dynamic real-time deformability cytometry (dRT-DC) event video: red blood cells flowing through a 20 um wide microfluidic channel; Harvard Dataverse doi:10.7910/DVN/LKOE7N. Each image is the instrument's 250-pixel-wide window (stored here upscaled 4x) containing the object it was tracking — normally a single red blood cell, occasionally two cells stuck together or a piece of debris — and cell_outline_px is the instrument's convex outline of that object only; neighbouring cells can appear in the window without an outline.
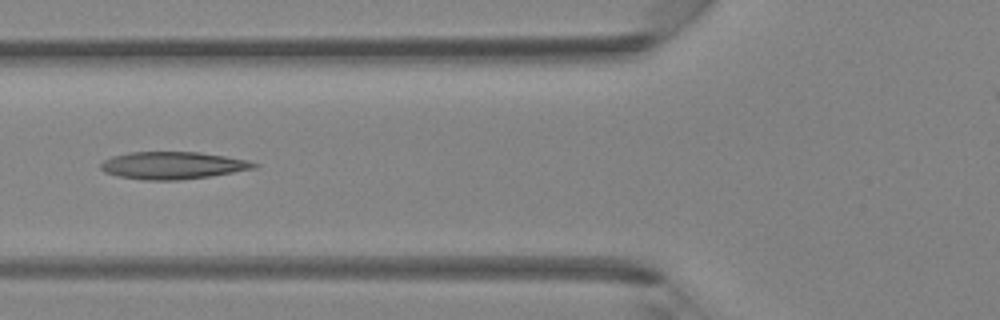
{"species": "Egyptian fruit bat (a non-hibernating species)", "species_latin": "Rousettus aegyptiacus", "temperature_condition": "room temperature", "stored_images_in_passage": 5, "camera_frame_rate_fps": 3000, "um_per_image_px": 0.085, "animal": {"sex": "female"}, "frame": {"image": 1, "passage_image": 4, "time_ms": 3.333, "image_size_px": [1000, 320], "cell_outline_px": [[260, 164], [256, 168], [208, 176], [176, 180], [144, 180], [116, 176], [104, 172], [100, 168], [100, 164], [104, 160], [112, 156], [132, 152], [200, 152], [248, 160]], "centroid_in_image_um": [14.65, 14.06], "position_along_channel_um": 111.1, "area_um2": 24.33}}
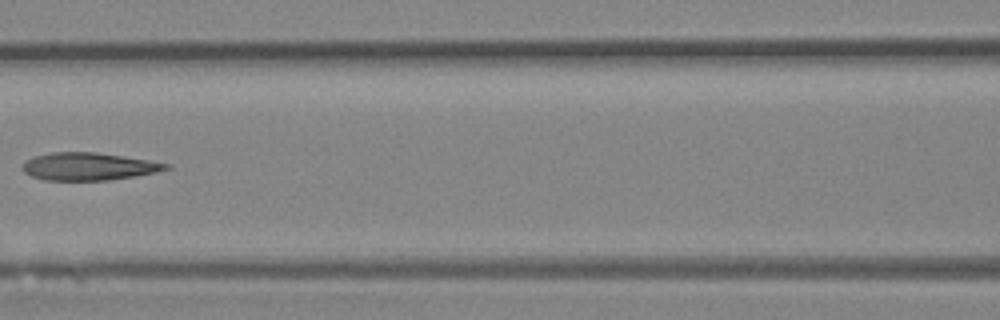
{"frame": {"image": 2, "passage_image": 5, "time_ms": 4.333, "image_size_px": [1000, 320], "cell_outline_px": [[172, 168], [156, 172], [136, 176], [108, 180], [44, 180], [32, 176], [24, 172], [24, 160], [36, 156], [52, 152], [96, 152], [124, 156], [172, 164]], "centroid_in_image_um": [7.58, 14.15], "position_along_channel_um": 159.0, "area_um2": 23.06}}